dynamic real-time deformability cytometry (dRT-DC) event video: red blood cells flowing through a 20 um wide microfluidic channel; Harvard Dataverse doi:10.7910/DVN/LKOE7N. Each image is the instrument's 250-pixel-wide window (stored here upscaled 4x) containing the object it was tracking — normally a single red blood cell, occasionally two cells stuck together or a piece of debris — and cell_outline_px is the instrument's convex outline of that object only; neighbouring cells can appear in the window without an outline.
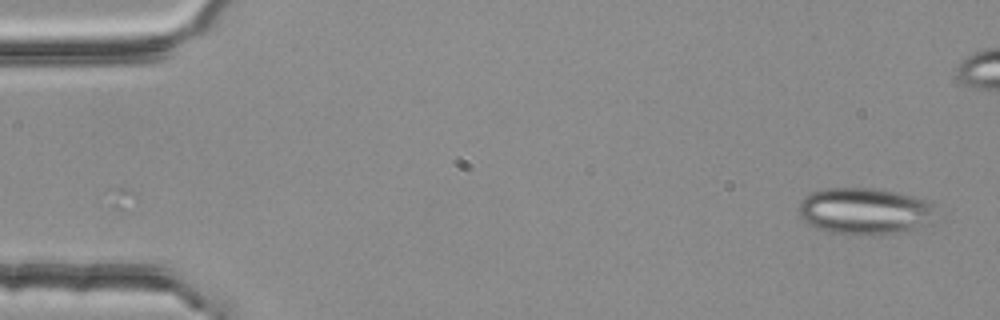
{"species": "common noctule bat (a hibernating species)", "species_latin": "Nyctalus noctula", "temperature_condition": "room temperature", "stored_images_in_passage": 4, "camera_frame_rate_fps": 3000, "um_per_image_px": 0.085, "animal": {"sex": "female", "body_mass_g": 25.1}, "frame": {"image": 1, "passage_image": 1, "time_ms": 0.0, "image_size_px": [1000, 320], "cell_outline_px": [[936, 220], [928, 224], [904, 232], [872, 236], [868, 236], [828, 232], [816, 228], [808, 224], [800, 216], [800, 200], [808, 192], [828, 188], [872, 188], [896, 192], [916, 196], [936, 204]], "centroid_in_image_um": [73.56, 17.96], "position_along_channel_um": 11.4, "area_um2": 38.21}}